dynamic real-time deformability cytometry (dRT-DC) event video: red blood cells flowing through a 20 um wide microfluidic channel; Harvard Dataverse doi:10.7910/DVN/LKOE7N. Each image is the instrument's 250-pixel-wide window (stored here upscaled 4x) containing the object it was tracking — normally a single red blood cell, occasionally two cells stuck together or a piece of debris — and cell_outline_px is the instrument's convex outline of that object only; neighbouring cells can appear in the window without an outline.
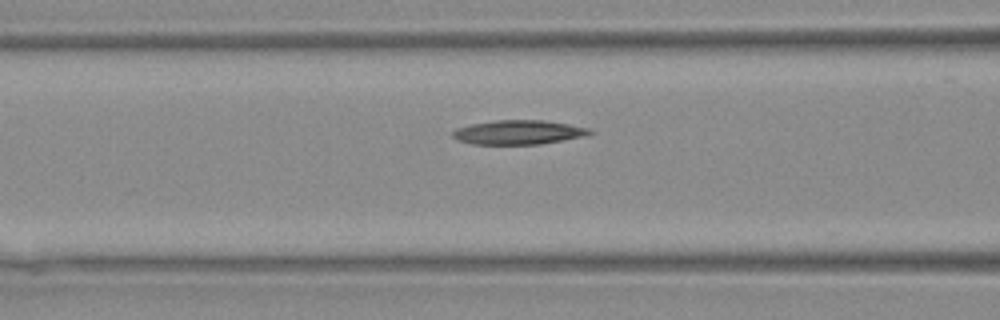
{"species": "Egyptian fruit bat (a non-hibernating species)", "species_latin": "Rousettus aegyptiacus", "temperature_condition": "warm", "stored_images_in_passage": 24, "camera_frame_rate_fps": 3000, "um_per_image_px": 0.085, "animal": {"sex": "female"}, "frame": {"image": 1, "passage_image": 7, "time_ms": 2.0, "image_size_px": [1000, 320], "cell_outline_px": [[592, 132], [584, 136], [564, 140], [540, 144], [472, 144], [460, 140], [452, 136], [452, 132], [456, 128], [472, 124], [496, 120], [544, 120], [568, 124], [588, 128]], "centroid_in_image_um": [44.06, 11.24], "position_along_channel_um": 122.5, "area_um2": 19.13}}
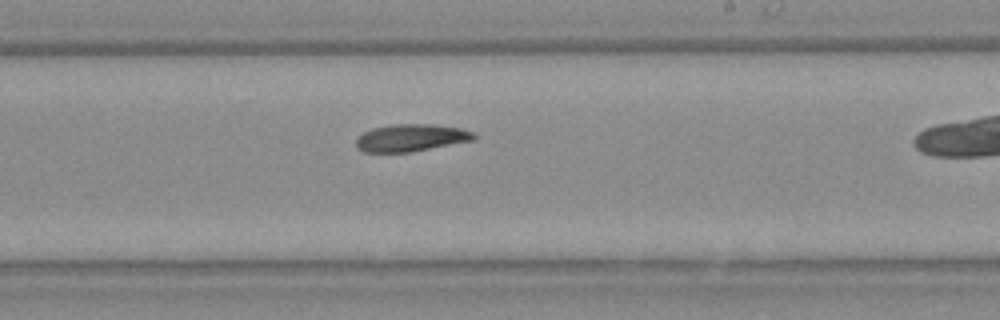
{"frame": {"image": 2, "passage_image": 15, "time_ms": 4.667, "image_size_px": [1000, 320], "cell_outline_px": [[476, 136], [472, 140], [408, 152], [364, 152], [356, 144], [356, 140], [364, 132], [372, 128], [392, 124], [432, 124], [460, 128], [472, 132]], "centroid_in_image_um": [34.91, 11.7], "position_along_channel_um": 254.1, "area_um2": 18.32}}
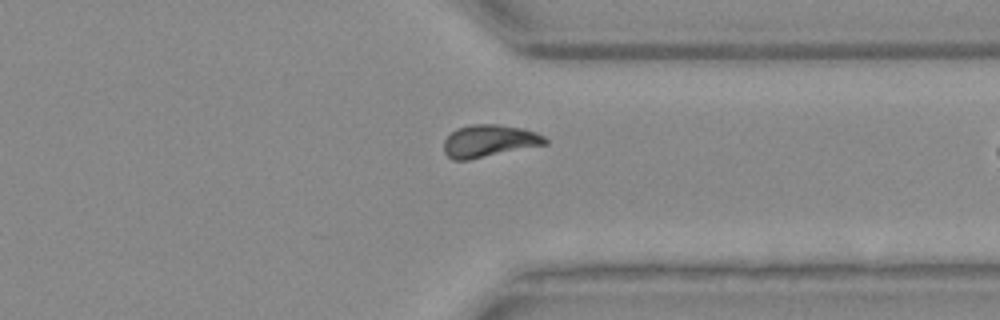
{"frame": {"image": 3, "passage_image": 22, "time_ms": 7.0, "image_size_px": [1000, 320], "cell_outline_px": [[548, 144], [468, 160], [452, 160], [444, 152], [444, 140], [456, 128], [468, 124], [496, 124], [524, 128], [536, 132], [544, 136], [548, 140]], "centroid_in_image_um": [41.59, 11.97], "position_along_channel_um": 369.8, "area_um2": 19.25}}